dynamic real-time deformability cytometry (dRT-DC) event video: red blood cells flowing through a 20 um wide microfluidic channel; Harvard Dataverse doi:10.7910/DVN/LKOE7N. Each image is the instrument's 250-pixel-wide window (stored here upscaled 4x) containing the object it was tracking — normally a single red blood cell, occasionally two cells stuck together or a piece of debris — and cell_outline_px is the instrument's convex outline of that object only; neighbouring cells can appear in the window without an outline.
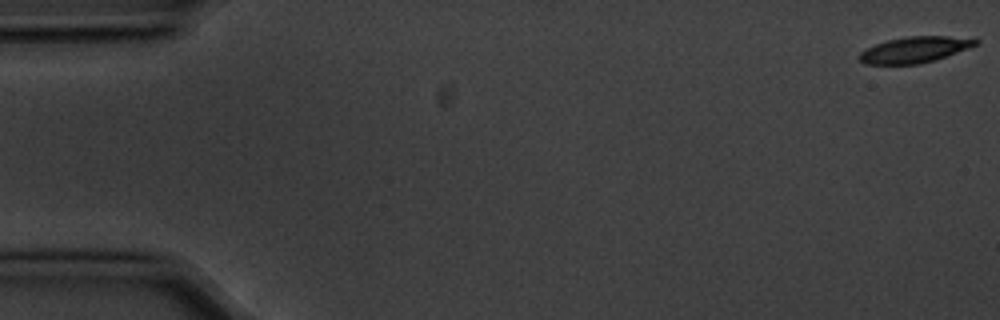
{"species": "common noctule bat (a hibernating species)", "species_latin": "Nyctalus noctula", "temperature_condition": "cold", "stored_images_in_passage": 11, "camera_frame_rate_fps": 3000, "um_per_image_px": 0.085, "animal": {"sex": "male", "body_mass_g": 20.1, "forearm_length_mm": 53.5}, "frame": {"image": 1, "passage_image": 1, "time_ms": 0.0, "image_size_px": [1000, 320], "cell_outline_px": [[980, 40], [976, 44], [968, 48], [936, 60], [920, 64], [864, 64], [856, 56], [860, 52], [876, 44], [888, 40], [908, 36], [948, 36]], "centroid_in_image_um": [77.71, 4.23], "position_along_channel_um": 7.3, "area_um2": 17.46}}
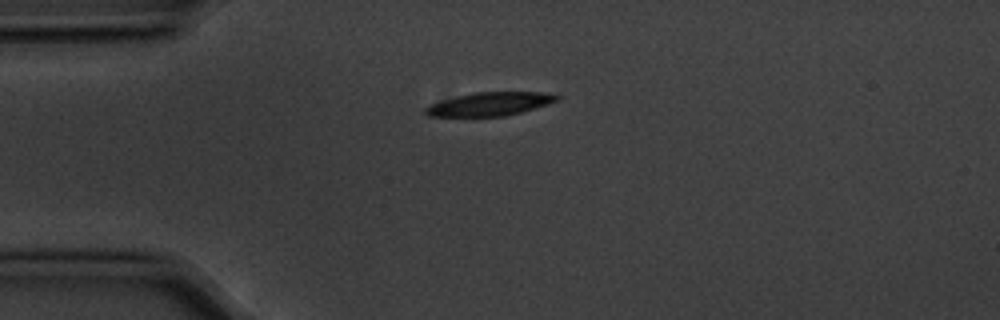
{"frame": {"image": 2, "passage_image": 4, "time_ms": 1.0, "image_size_px": [1000, 320], "cell_outline_px": [[560, 100], [520, 112], [504, 116], [428, 116], [424, 112], [424, 108], [428, 104], [472, 92], [544, 92], [560, 96]], "centroid_in_image_um": [41.6, 8.83], "position_along_channel_um": 43.4, "area_um2": 17.86}}
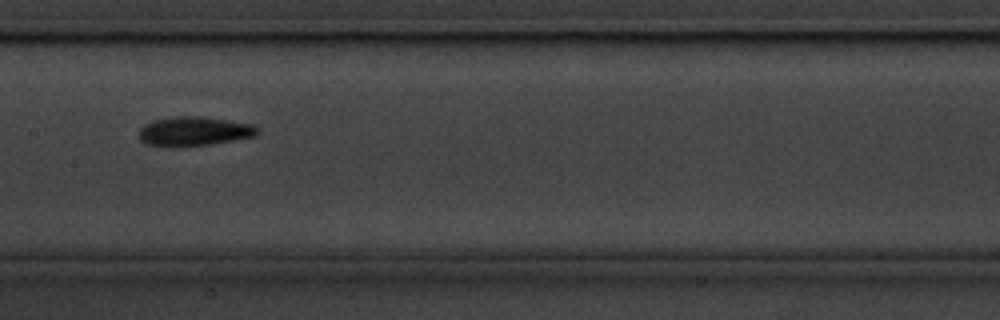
{"frame": {"image": 3, "passage_image": 8, "time_ms": 2.333, "image_size_px": [1000, 320], "cell_outline_px": [[260, 132], [256, 136], [208, 144], [148, 144], [140, 140], [140, 128], [144, 124], [152, 120], [176, 116], [200, 116], [252, 124], [260, 128]], "centroid_in_image_um": [16.56, 11.11], "position_along_channel_um": 190.8, "area_um2": 19.42}}